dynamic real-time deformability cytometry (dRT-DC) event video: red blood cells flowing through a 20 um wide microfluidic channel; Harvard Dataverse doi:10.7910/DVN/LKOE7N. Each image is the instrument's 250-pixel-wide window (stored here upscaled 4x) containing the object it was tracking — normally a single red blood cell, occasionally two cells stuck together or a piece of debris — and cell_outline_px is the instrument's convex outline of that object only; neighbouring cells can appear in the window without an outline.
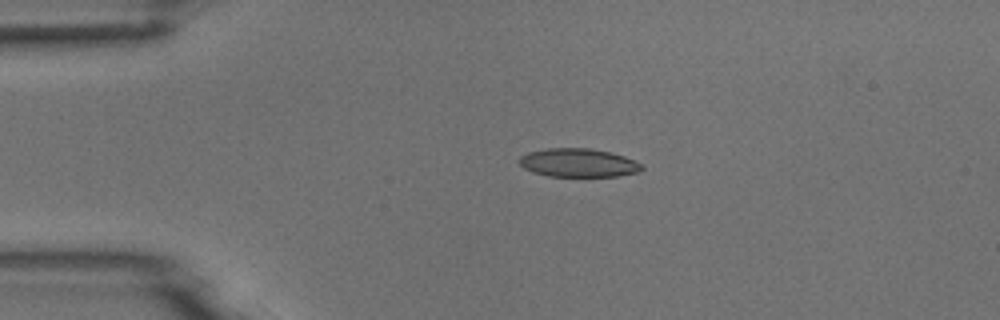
{"species": "common noctule bat (a hibernating species)", "species_latin": "Nyctalus noctula", "temperature_condition": "room temperature", "stored_images_in_passage": 4, "camera_frame_rate_fps": 3000, "um_per_image_px": 0.085, "animal": {"sex": "male", "body_mass_g": 18.8}, "frame": {"image": 1, "passage_image": 3, "time_ms": 0.667, "image_size_px": [1000, 320], "cell_outline_px": [[644, 168], [640, 172], [616, 176], [548, 176], [532, 172], [524, 168], [520, 164], [520, 156], [528, 152], [548, 148], [592, 148], [612, 152], [624, 156], [644, 164]], "centroid_in_image_um": [49.2, 13.83], "position_along_channel_um": 35.8, "area_um2": 20.52}}